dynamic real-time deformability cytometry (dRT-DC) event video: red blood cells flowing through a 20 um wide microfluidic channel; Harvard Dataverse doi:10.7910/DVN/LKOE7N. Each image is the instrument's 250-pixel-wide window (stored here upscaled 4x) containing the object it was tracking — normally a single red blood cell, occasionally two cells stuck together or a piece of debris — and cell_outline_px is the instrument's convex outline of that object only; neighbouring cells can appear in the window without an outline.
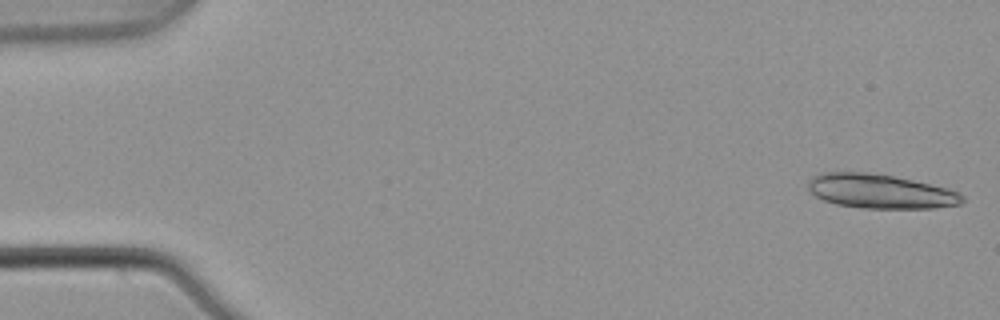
{"species": "common noctule bat (a hibernating species)", "species_latin": "Nyctalus noctula", "temperature_condition": "warm", "stored_images_in_passage": 5, "camera_frame_rate_fps": 3000, "um_per_image_px": 0.085, "animal": {"sex": "male", "body_mass_g": 21.5, "forearm_length_mm": 52.0}, "frame": {"image": 1, "passage_image": 1, "time_ms": 0.0, "image_size_px": [1000, 320], "cell_outline_px": [[964, 200], [960, 204], [936, 208], [864, 208], [836, 204], [824, 200], [816, 196], [808, 188], [808, 180], [812, 176], [820, 172], [864, 172], [892, 176], [912, 180], [948, 188], [960, 192], [964, 196]], "centroid_in_image_um": [74.83, 16.26], "position_along_channel_um": 10.2, "area_um2": 30.75}}